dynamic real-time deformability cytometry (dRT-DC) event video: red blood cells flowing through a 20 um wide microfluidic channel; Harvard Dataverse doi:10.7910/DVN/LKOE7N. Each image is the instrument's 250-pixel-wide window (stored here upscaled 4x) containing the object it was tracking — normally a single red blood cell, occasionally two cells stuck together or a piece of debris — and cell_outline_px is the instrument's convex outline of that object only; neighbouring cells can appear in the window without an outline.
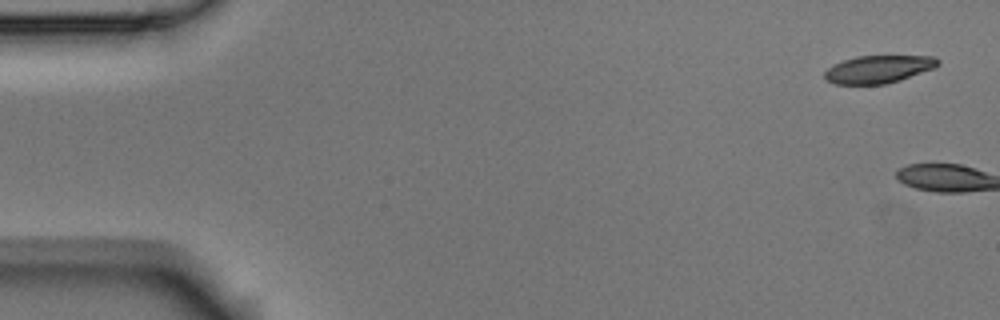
{"species": "Egyptian fruit bat (a non-hibernating species)", "species_latin": "Rousettus aegyptiacus", "temperature_condition": "room temperature", "stored_images_in_passage": 5, "camera_frame_rate_fps": 3000, "um_per_image_px": 0.085, "animal": {"sex": "male"}, "frame": {"image": 1, "passage_image": 1, "time_ms": 0.0, "image_size_px": [1000, 320], "cell_outline_px": [[940, 64], [936, 68], [900, 80], [884, 84], [836, 84], [828, 80], [824, 76], [824, 72], [832, 64], [856, 56], [936, 56], [940, 60]], "centroid_in_image_um": [74.71, 5.87], "position_along_channel_um": 10.3, "area_um2": 18.38}}